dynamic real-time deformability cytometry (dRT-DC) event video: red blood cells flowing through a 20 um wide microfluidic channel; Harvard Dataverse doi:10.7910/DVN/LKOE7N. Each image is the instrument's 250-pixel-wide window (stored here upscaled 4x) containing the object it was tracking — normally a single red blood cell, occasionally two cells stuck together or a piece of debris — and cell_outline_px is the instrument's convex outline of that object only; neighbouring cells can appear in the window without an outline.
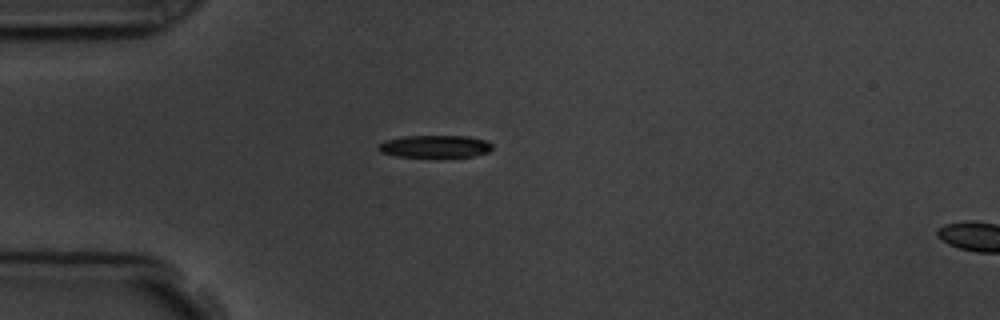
{"species": "common noctule bat (a hibernating species)", "species_latin": "Nyctalus noctula", "temperature_condition": "room temperature", "stored_images_in_passage": 2, "camera_frame_rate_fps": 3000, "um_per_image_px": 0.085, "animal": {"sex": "male", "body_mass_g": 19.5, "forearm_length_mm": 54.6}, "frame": {"image": 1, "passage_image": 1, "time_ms": 0.0, "image_size_px": [1000, 320], "cell_outline_px": [[492, 148], [488, 152], [472, 156], [396, 156], [380, 152], [376, 148], [384, 140], [404, 136], [468, 136], [484, 140], [492, 144]], "centroid_in_image_um": [36.94, 12.43], "position_along_channel_um": 48.1, "area_um2": 14.62}}